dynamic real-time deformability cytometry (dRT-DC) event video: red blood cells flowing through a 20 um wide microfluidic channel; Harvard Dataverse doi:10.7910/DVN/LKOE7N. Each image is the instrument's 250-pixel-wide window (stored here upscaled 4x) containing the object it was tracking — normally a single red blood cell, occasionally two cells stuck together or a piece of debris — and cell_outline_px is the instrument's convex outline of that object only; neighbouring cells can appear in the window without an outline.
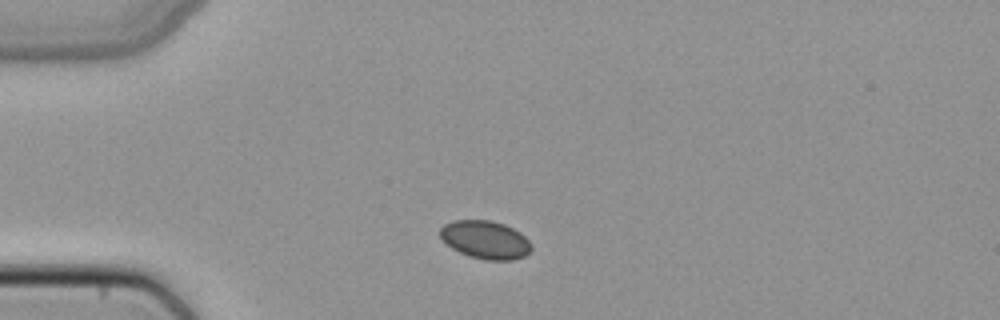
{"species": "common noctule bat (a hibernating species)", "species_latin": "Nyctalus noctula", "temperature_condition": "cold", "stored_images_in_passage": 39, "camera_frame_rate_fps": 3000, "um_per_image_px": 0.085, "animal": {"sex": "female", "body_mass_g": 22.7, "forearm_length_mm": 54.2}, "frame": {"image": 1, "passage_image": 1, "time_ms": 0.0, "image_size_px": [1000, 320], "cell_outline_px": [[532, 248], [524, 256], [512, 260], [484, 260], [468, 256], [452, 248], [440, 236], [440, 228], [444, 224], [452, 220], [488, 220], [504, 224], [520, 232], [532, 244]], "centroid_in_image_um": [41.25, 20.38], "position_along_channel_um": 43.7, "area_um2": 20.23}}
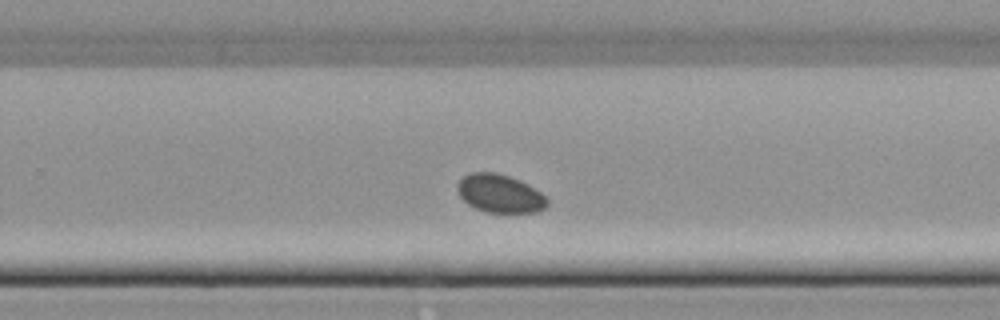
{"frame": {"image": 2, "passage_image": 21, "time_ms": 6.667, "image_size_px": [1000, 320], "cell_outline_px": [[548, 204], [540, 212], [484, 212], [468, 204], [460, 196], [456, 188], [456, 184], [464, 176], [472, 172], [496, 172], [508, 176], [540, 192], [548, 200]], "centroid_in_image_um": [42.45, 16.46], "position_along_channel_um": 287.3, "area_um2": 19.71}}
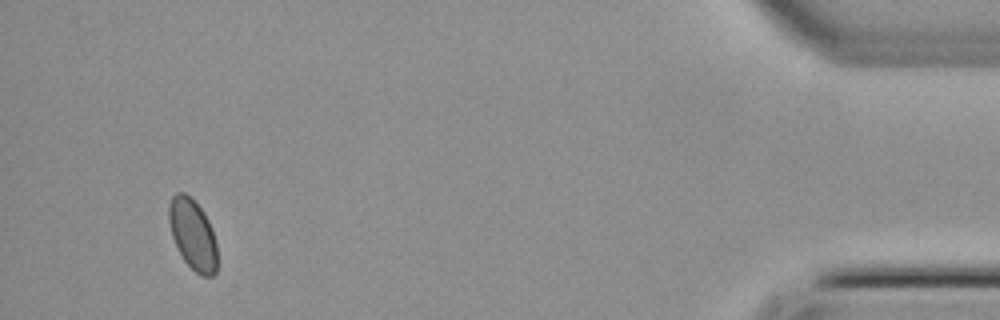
{"frame": {"image": 3, "passage_image": 36, "time_ms": 11.667, "image_size_px": [1000, 320], "cell_outline_px": [[216, 272], [212, 276], [200, 276], [184, 260], [172, 236], [168, 220], [168, 204], [172, 196], [176, 192], [184, 192], [204, 212], [212, 228], [216, 244]], "centroid_in_image_um": [16.37, 19.91], "position_along_channel_um": 418.8, "area_um2": 19.71}}